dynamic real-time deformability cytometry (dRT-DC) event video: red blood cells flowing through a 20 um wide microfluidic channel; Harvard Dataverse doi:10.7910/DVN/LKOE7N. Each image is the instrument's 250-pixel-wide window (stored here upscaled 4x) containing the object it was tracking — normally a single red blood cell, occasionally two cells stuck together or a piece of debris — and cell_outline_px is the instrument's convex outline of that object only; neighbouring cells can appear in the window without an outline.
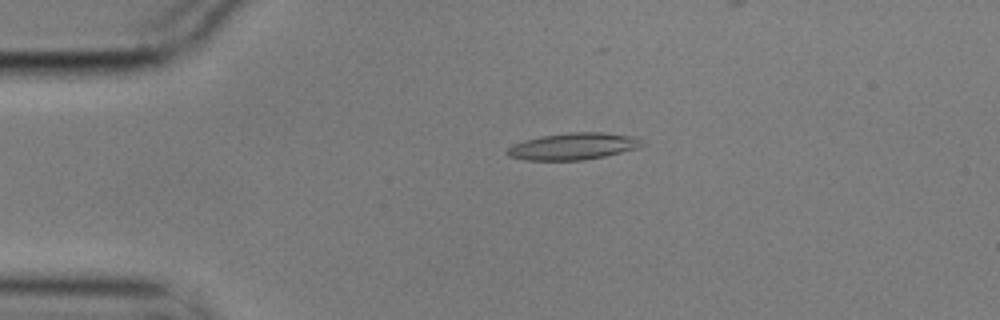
{"species": "common noctule bat (a hibernating species)", "species_latin": "Nyctalus noctula", "temperature_condition": "cold", "stored_images_in_passage": 5, "camera_frame_rate_fps": 3000, "um_per_image_px": 0.085, "animal": {"sex": "male", "body_mass_g": 17.9}, "frame": {"image": 1, "passage_image": 3, "time_ms": 0.667, "image_size_px": [1000, 320], "cell_outline_px": [[644, 144], [636, 148], [604, 156], [580, 160], [524, 160], [508, 156], [504, 152], [512, 144], [524, 140], [540, 136], [572, 132], [604, 132], [636, 136], [644, 140]], "centroid_in_image_um": [48.7, 12.42], "position_along_channel_um": 36.3, "area_um2": 21.15}}